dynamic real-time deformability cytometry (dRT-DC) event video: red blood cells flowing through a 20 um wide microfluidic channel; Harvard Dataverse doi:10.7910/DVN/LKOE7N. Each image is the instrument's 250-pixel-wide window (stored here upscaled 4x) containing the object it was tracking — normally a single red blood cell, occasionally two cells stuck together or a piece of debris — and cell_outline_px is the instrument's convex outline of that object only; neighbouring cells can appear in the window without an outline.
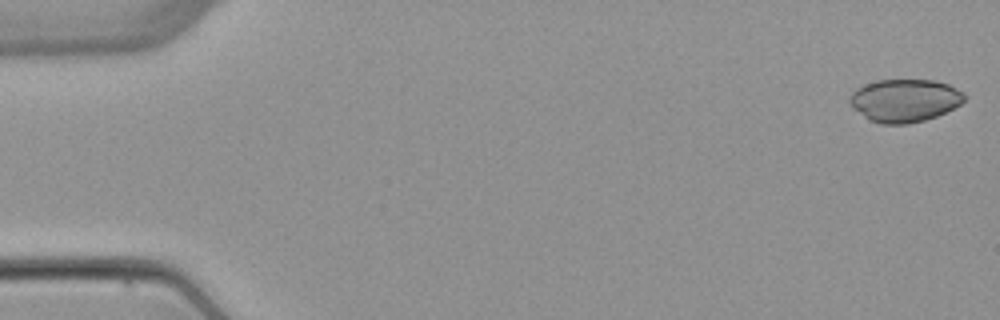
{"species": "common noctule bat (a hibernating species)", "species_latin": "Nyctalus noctula", "temperature_condition": "warm", "stored_images_in_passage": 5, "camera_frame_rate_fps": 3000, "um_per_image_px": 0.085, "animal": {"sex": "female", "body_mass_g": 22.7, "forearm_length_mm": 54.2}, "frame": {"image": 1, "passage_image": 1, "time_ms": 0.0, "image_size_px": [1000, 320], "cell_outline_px": [[968, 96], [960, 104], [936, 116], [924, 120], [908, 124], [880, 124], [868, 120], [852, 108], [848, 100], [852, 92], [856, 88], [876, 80], [936, 80], [948, 84], [964, 92]], "centroid_in_image_um": [76.88, 8.54], "position_along_channel_um": 8.1, "area_um2": 28.84}}
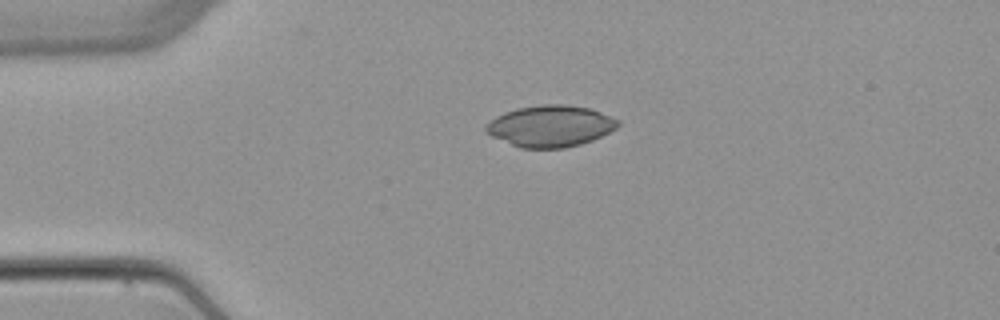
{"frame": {"image": 2, "passage_image": 4, "time_ms": 3.667, "image_size_px": [1000, 320], "cell_outline_px": [[620, 124], [616, 128], [592, 140], [580, 144], [564, 148], [520, 148], [492, 136], [484, 132], [484, 128], [496, 116], [504, 112], [516, 108], [540, 104], [564, 104], [592, 108], [620, 120]], "centroid_in_image_um": [46.79, 10.7], "position_along_channel_um": 38.2, "area_um2": 31.96}}